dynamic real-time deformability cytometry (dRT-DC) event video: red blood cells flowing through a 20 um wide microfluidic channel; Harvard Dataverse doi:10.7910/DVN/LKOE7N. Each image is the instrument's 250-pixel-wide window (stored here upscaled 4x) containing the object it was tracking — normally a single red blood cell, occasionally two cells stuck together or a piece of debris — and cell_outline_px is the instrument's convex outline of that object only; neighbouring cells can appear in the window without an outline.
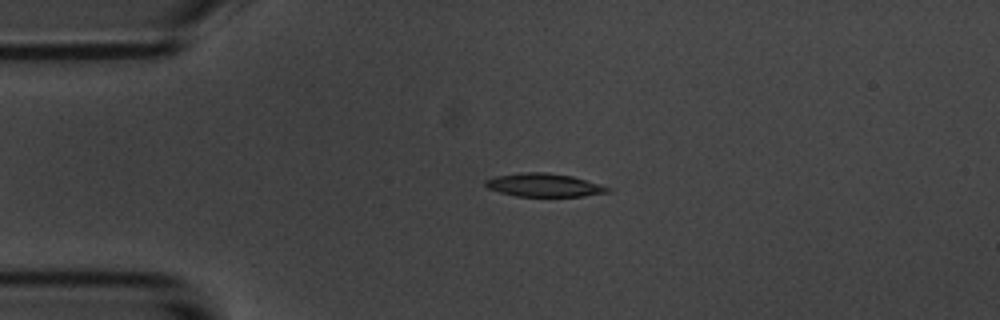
{"species": "common noctule bat (a hibernating species)", "species_latin": "Nyctalus noctula", "temperature_condition": "room temperature", "stored_images_in_passage": 5, "camera_frame_rate_fps": 3000, "um_per_image_px": 0.085, "animal": {"sex": "male", "body_mass_g": 20.1, "forearm_length_mm": 53.5}, "frame": {"image": 1, "passage_image": 3, "time_ms": 2.0, "image_size_px": [1000, 320], "cell_outline_px": [[612, 188], [608, 192], [584, 196], [516, 196], [500, 192], [488, 188], [484, 184], [484, 180], [496, 176], [524, 172], [544, 172], [572, 176], [600, 184]], "centroid_in_image_um": [46.24, 15.73], "position_along_channel_um": 38.8, "area_um2": 16.47}}